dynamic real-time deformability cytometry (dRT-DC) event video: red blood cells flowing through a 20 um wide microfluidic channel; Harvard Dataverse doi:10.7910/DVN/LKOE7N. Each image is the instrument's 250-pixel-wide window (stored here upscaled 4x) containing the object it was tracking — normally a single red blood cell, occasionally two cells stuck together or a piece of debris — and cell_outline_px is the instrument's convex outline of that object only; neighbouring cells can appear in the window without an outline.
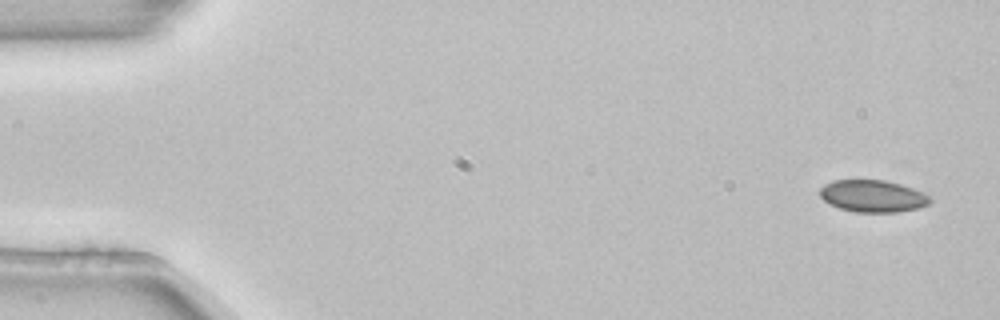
{"species": "common noctule bat (a hibernating species)", "species_latin": "Nyctalus noctula", "temperature_condition": "room temperature", "stored_images_in_passage": 5, "segment_of_instrument_passage": [1, 2], "camera_frame_rate_fps": 3000, "um_per_image_px": 0.085, "animal": {"sex": "female", "body_mass_g": 22.7, "forearm_length_mm": 54.2}, "frame": {"image": 1, "passage_image": 1, "time_ms": 0.0, "image_size_px": [1000, 320], "cell_outline_px": [[932, 200], [928, 204], [920, 208], [900, 212], [856, 212], [840, 208], [824, 200], [820, 196], [820, 188], [824, 184], [832, 180], [884, 180], [900, 184], [912, 188], [928, 196]], "centroid_in_image_um": [74.18, 16.67], "position_along_channel_um": 10.8, "area_um2": 20.46}}
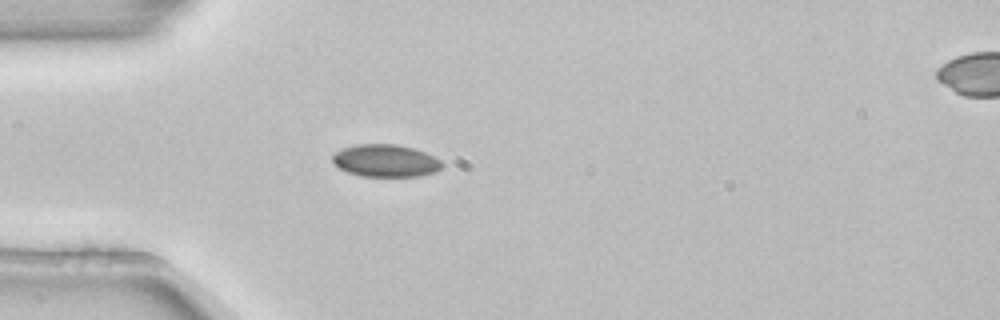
{"frame": {"image": 2, "passage_image": 4, "time_ms": 1.0, "image_size_px": [1000, 320], "cell_outline_px": [[444, 168], [436, 172], [420, 176], [360, 176], [348, 172], [340, 168], [332, 160], [332, 156], [336, 152], [344, 148], [356, 144], [396, 144], [412, 148], [424, 152], [440, 160], [444, 164]], "centroid_in_image_um": [32.81, 13.67], "position_along_channel_um": 52.2, "area_um2": 20.63}}